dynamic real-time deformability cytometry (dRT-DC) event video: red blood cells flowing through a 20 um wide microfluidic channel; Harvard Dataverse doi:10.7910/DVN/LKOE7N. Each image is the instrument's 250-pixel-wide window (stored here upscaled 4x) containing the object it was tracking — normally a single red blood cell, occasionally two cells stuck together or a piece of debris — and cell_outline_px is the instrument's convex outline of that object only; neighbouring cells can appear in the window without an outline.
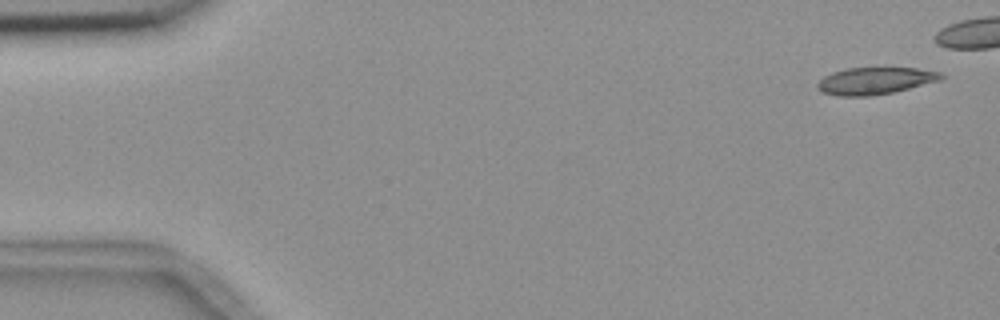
{"species": "common noctule bat (a hibernating species)", "species_latin": "Nyctalus noctula", "temperature_condition": "room temperature", "stored_images_in_passage": 6, "camera_frame_rate_fps": 3000, "um_per_image_px": 0.085, "animal": {"sex": "female", "body_mass_g": 18.4}, "frame": {"image": 1, "passage_image": 1, "time_ms": 0.0, "image_size_px": [1000, 320], "cell_outline_px": [[944, 76], [940, 80], [892, 92], [872, 96], [840, 96], [824, 92], [816, 88], [816, 84], [824, 76], [832, 72], [844, 68], [916, 68], [940, 72]], "centroid_in_image_um": [74.34, 6.86], "position_along_channel_um": 10.7, "area_um2": 19.31}}
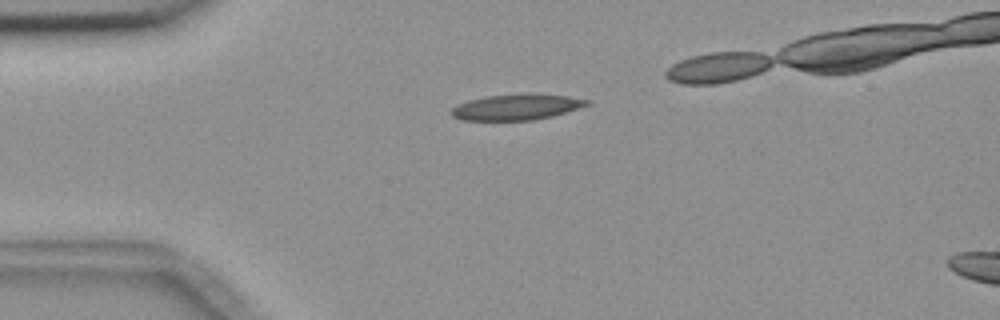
{"frame": {"image": 2, "passage_image": 4, "time_ms": 3.667, "image_size_px": [1000, 320], "cell_outline_px": [[592, 104], [552, 116], [532, 120], [460, 120], [452, 116], [448, 112], [456, 104], [468, 100], [488, 96], [528, 92], [568, 96], [592, 100]], "centroid_in_image_um": [43.91, 9.08], "position_along_channel_um": 41.1, "area_um2": 20.81}}